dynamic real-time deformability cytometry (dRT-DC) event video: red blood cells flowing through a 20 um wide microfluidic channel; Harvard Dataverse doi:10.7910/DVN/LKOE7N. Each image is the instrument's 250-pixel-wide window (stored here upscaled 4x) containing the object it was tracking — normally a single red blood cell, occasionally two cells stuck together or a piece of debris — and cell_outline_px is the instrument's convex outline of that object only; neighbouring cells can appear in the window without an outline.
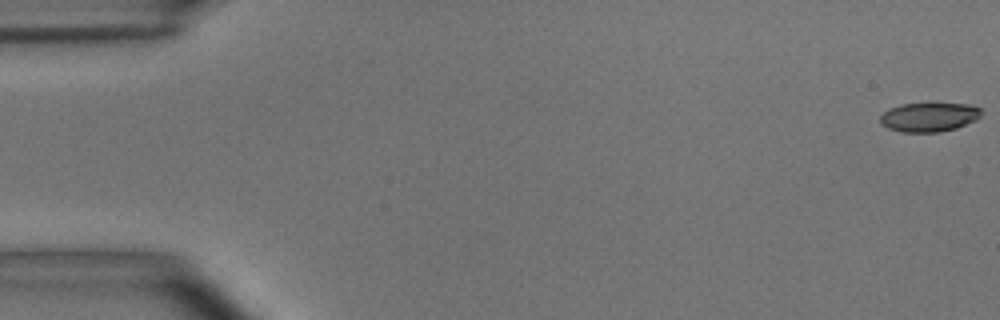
{"species": "common noctule bat (a hibernating species)", "species_latin": "Nyctalus noctula", "temperature_condition": "room temperature", "stored_images_in_passage": 56, "camera_frame_rate_fps": 3000, "um_per_image_px": 0.085, "animal": {"sex": "male", "body_mass_g": 15.6}, "frame": {"image": 1, "passage_image": 1, "time_ms": 0.0, "image_size_px": [1000, 320], "cell_outline_px": [[980, 116], [976, 120], [956, 128], [940, 132], [900, 132], [888, 128], [880, 124], [880, 116], [888, 108], [900, 104], [968, 104], [980, 108]], "centroid_in_image_um": [78.93, 9.96], "position_along_channel_um": 6.1, "area_um2": 17.11}}
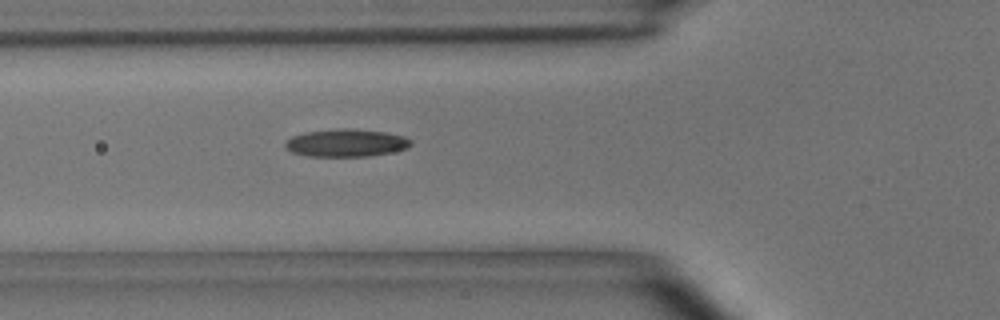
{"frame": {"image": 2, "passage_image": 20, "time_ms": 6.333, "image_size_px": [1000, 320], "cell_outline_px": [[412, 144], [408, 148], [392, 152], [368, 156], [308, 156], [292, 152], [284, 148], [284, 144], [292, 136], [304, 132], [336, 128], [356, 128], [388, 132], [404, 136], [412, 140]], "centroid_in_image_um": [29.44, 12.13], "position_along_channel_um": 96.4, "area_um2": 20.58}}
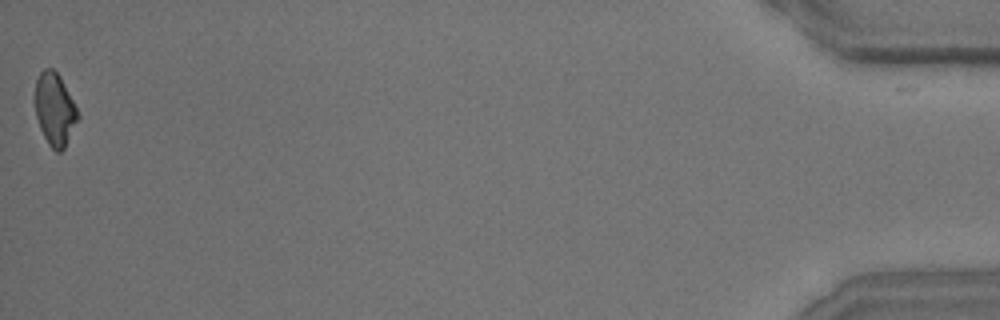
{"frame": {"image": 3, "passage_image": 55, "time_ms": 18.0, "image_size_px": [1000, 320], "cell_outline_px": [[80, 116], [64, 148], [60, 152], [56, 152], [48, 144], [40, 128], [36, 116], [36, 80], [40, 72], [44, 68], [52, 68], [60, 76]], "centroid_in_image_um": [4.66, 9.3], "position_along_channel_um": 430.5, "area_um2": 17.74}, "authors_computed_cell_mechanics": {"area_um2": 18.9295, "velocity_mm_per_s": 3.6613, "shape_relaxation_time_tau1_ms": 7.086, "shape_relaxation_time_tau2_ms": 2.5036, "deformation_change_tau1": 0.1857, "deformation_change_tau2": 0.0989}}